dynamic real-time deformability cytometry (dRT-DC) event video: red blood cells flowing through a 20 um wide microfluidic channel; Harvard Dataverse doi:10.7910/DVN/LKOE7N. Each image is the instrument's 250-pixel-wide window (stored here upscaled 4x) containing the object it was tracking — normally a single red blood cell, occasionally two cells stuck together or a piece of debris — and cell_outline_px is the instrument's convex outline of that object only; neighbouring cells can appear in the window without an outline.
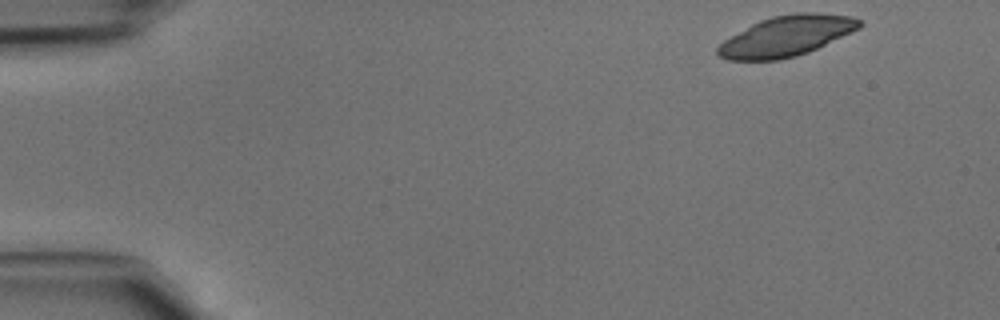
{"species": "common noctule bat (a hibernating species)", "species_latin": "Nyctalus noctula", "temperature_condition": "cold", "stored_images_in_passage": 43, "camera_frame_rate_fps": 3000, "um_per_image_px": 0.085, "animal": {"sex": "male", "body_mass_g": 15.6}, "frame": {"image": 1, "passage_image": 1, "time_ms": 0.0, "image_size_px": [1000, 320], "cell_outline_px": [[864, 24], [860, 28], [852, 32], [808, 52], [796, 56], [780, 60], [728, 60], [716, 56], [716, 48], [724, 40], [752, 24], [760, 20], [772, 16], [796, 12], [816, 12], [852, 16], [860, 20]], "centroid_in_image_um": [66.85, 3.06], "position_along_channel_um": 18.2, "area_um2": 33.47}}
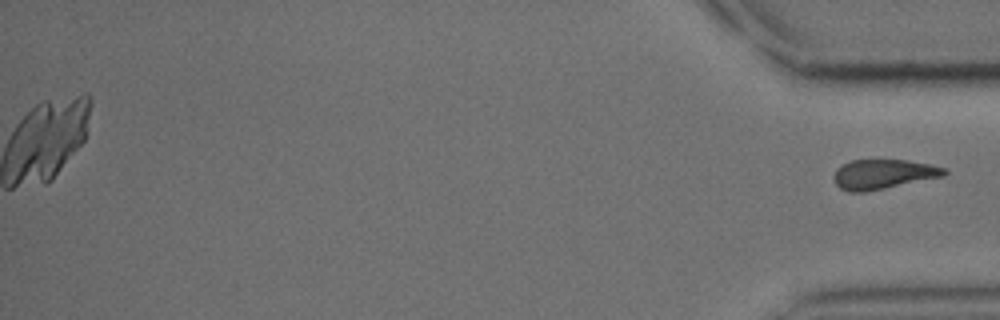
{"frame": {"image": 2, "passage_image": 43, "time_ms": 14.0, "image_size_px": [1000, 320], "cell_outline_px": [[948, 172], [944, 176], [864, 192], [848, 192], [840, 188], [832, 180], [832, 176], [836, 168], [852, 160], [908, 160], [932, 164], [948, 168]], "centroid_in_image_um": [75.08, 14.8], "position_along_channel_um": 360.1, "area_um2": 19.25}}